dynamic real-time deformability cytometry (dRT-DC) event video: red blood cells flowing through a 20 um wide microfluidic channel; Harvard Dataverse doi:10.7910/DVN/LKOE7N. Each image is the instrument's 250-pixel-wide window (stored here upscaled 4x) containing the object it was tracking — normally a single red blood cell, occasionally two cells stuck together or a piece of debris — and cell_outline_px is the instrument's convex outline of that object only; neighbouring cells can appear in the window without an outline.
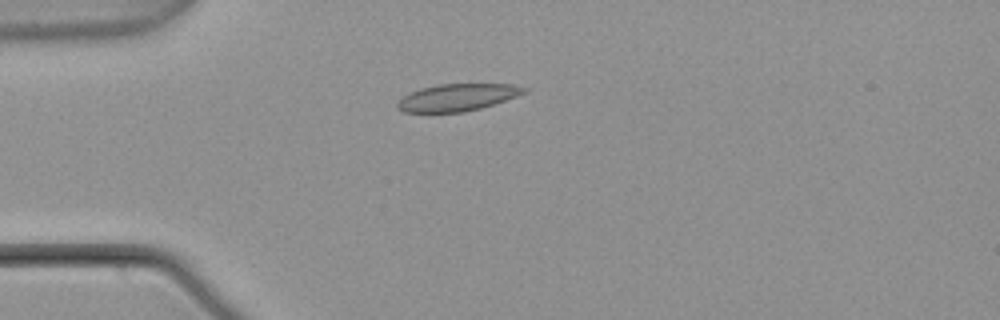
{"species": "common noctule bat (a hibernating species)", "species_latin": "Nyctalus noctula", "temperature_condition": "warm", "stored_images_in_passage": 6, "camera_frame_rate_fps": 3000, "um_per_image_px": 0.085, "animal": {"sex": "male", "body_mass_g": 21.5, "forearm_length_mm": 52.0}, "frame": {"image": 1, "passage_image": 5, "time_ms": 1.333, "image_size_px": [1000, 320], "cell_outline_px": [[528, 88], [524, 92], [516, 96], [480, 108], [464, 112], [404, 112], [396, 108], [396, 104], [408, 92], [420, 88], [440, 84], [512, 84]], "centroid_in_image_um": [38.82, 8.27], "position_along_channel_um": 46.2, "area_um2": 19.83}}
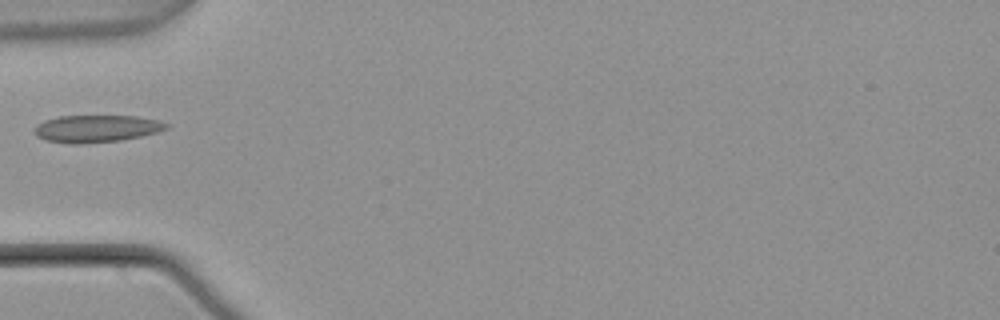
{"frame": {"image": 2, "passage_image": 6, "time_ms": 1.667, "image_size_px": [1000, 320], "cell_outline_px": [[172, 124], [168, 128], [156, 132], [140, 136], [120, 140], [80, 144], [76, 144], [48, 140], [36, 136], [32, 132], [36, 124], [44, 120], [60, 116], [136, 116], [160, 120]], "centroid_in_image_um": [8.21, 10.92], "position_along_channel_um": 76.8, "area_um2": 20.98}}